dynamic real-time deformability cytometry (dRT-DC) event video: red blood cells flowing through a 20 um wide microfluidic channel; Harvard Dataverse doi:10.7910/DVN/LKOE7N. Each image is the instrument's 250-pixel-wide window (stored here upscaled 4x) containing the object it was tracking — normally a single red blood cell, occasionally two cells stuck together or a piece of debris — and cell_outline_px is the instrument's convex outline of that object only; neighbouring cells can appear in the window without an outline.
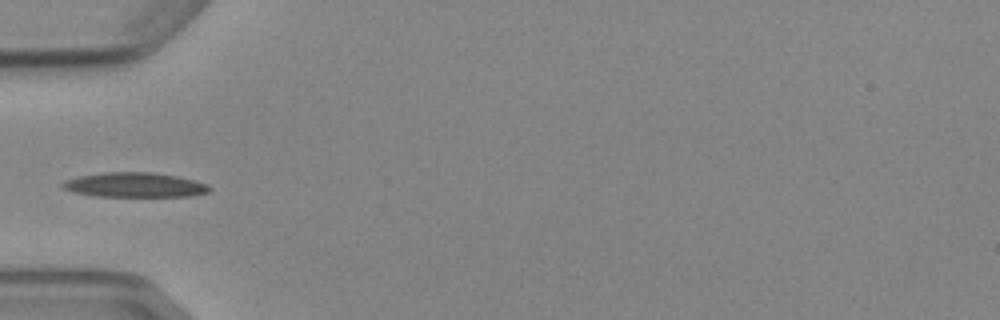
{"species": "Egyptian fruit bat (a non-hibernating species)", "species_latin": "Rousettus aegyptiacus", "temperature_condition": "cold", "stored_images_in_passage": 6, "camera_frame_rate_fps": 3000, "um_per_image_px": 0.085, "animal": {"sex": "female"}, "frame": {"image": 1, "passage_image": 6, "time_ms": 5.667, "image_size_px": [1000, 320], "cell_outline_px": [[212, 188], [208, 192], [192, 196], [96, 196], [72, 192], [64, 188], [60, 184], [64, 180], [76, 176], [104, 172], [152, 172], [176, 176], [196, 180], [208, 184]], "centroid_in_image_um": [11.44, 15.71], "position_along_channel_um": 73.6, "area_um2": 21.27}}